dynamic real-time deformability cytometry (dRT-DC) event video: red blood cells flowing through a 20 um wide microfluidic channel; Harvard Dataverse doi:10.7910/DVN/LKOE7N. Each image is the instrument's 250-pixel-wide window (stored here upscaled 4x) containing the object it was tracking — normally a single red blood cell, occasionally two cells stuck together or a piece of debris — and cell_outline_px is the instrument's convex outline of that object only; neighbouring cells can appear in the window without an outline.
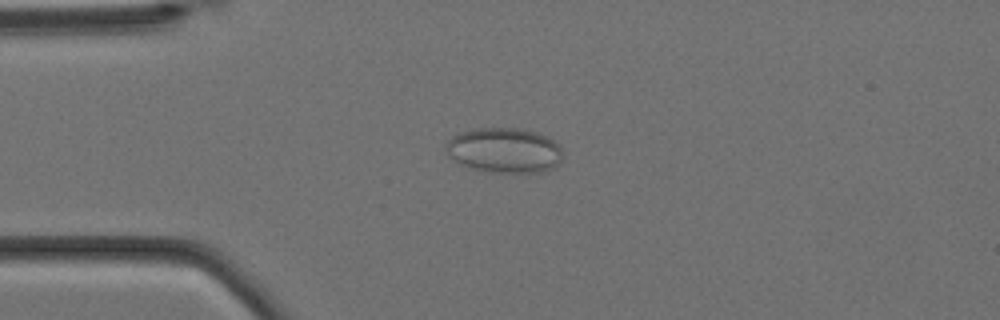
{"species": "Egyptian fruit bat (a non-hibernating species)", "species_latin": "Rousettus aegyptiacus", "temperature_condition": "cold", "stored_images_in_passage": 14, "camera_frame_rate_fps": 3000, "um_per_image_px": 0.085, "animal": {"sex": "female"}, "frame": {"image": 1, "passage_image": 3, "time_ms": 0.667, "image_size_px": [1000, 320], "cell_outline_px": [[564, 152], [560, 164], [552, 168], [540, 172], [488, 172], [468, 168], [460, 164], [448, 156], [444, 152], [444, 144], [452, 136], [460, 132], [472, 128], [520, 128], [536, 132], [548, 136], [560, 144]], "centroid_in_image_um": [42.86, 12.77], "position_along_channel_um": 42.1, "area_um2": 31.44}}
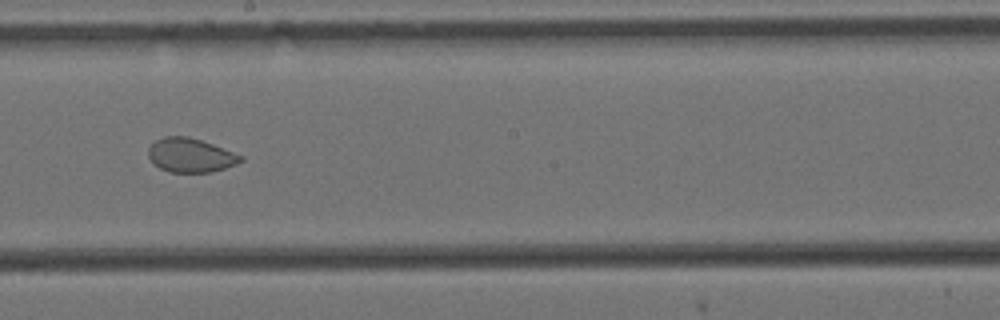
{"frame": {"image": 2, "passage_image": 8, "time_ms": 2.333, "image_size_px": [1000, 320], "cell_outline_px": [[244, 160], [236, 164], [212, 172], [168, 172], [152, 164], [148, 156], [148, 148], [156, 140], [164, 136], [188, 136], [212, 144], [244, 156]], "centroid_in_image_um": [16.17, 13.2], "position_along_channel_um": 232.0, "area_um2": 18.38}}
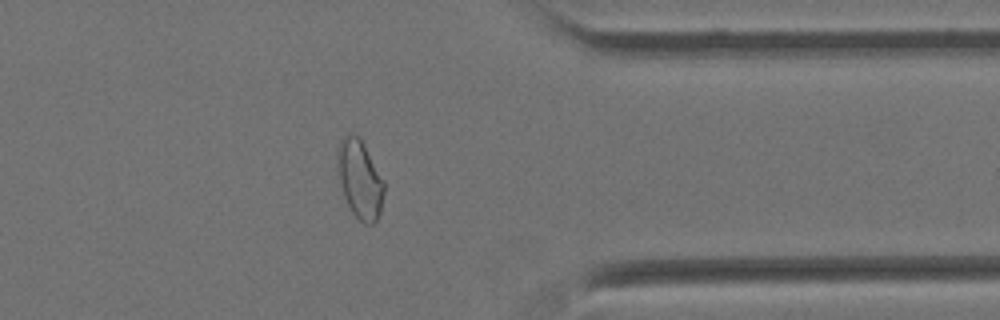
{"frame": {"image": 3, "passage_image": 12, "time_ms": 3.667, "image_size_px": [1000, 320], "cell_outline_px": [[384, 192], [380, 212], [376, 220], [372, 224], [364, 224], [352, 212], [344, 196], [336, 176], [336, 152], [340, 140], [344, 136], [352, 132], [360, 136], [384, 180]], "centroid_in_image_um": [30.55, 15.18], "position_along_channel_um": 380.9, "area_um2": 21.79}}